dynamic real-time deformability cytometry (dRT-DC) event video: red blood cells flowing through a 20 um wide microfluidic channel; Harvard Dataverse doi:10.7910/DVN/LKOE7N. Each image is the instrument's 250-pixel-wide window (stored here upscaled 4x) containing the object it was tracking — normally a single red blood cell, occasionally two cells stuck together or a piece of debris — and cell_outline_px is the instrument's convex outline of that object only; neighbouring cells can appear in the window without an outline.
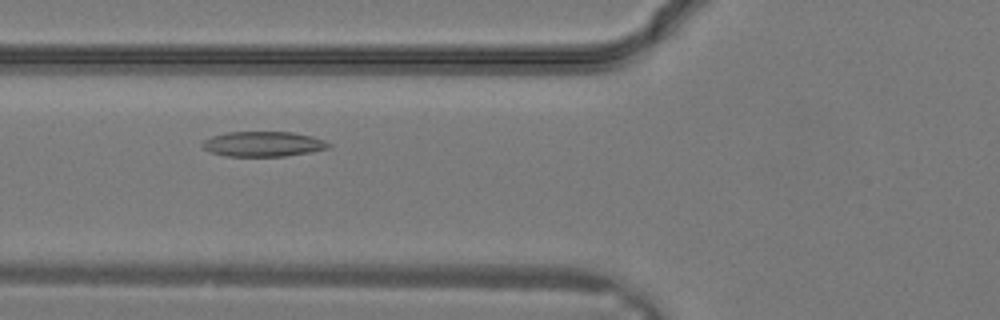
{"species": "common noctule bat (a hibernating species)", "species_latin": "Nyctalus noctula", "temperature_condition": "warm", "stored_images_in_passage": 31, "camera_frame_rate_fps": 3000, "um_per_image_px": 0.085, "animal": {"sex": "male", "body_mass_g": 19.2, "forearm_length_mm": 51.8}, "frame": {"image": 1, "passage_image": 12, "time_ms": 3.667, "image_size_px": [1000, 320], "cell_outline_px": [[332, 144], [328, 148], [312, 152], [284, 156], [224, 156], [212, 152], [204, 148], [200, 144], [204, 140], [212, 136], [228, 132], [292, 132], [312, 136], [324, 140]], "centroid_in_image_um": [22.39, 12.24], "position_along_channel_um": 103.4, "area_um2": 18.44}}
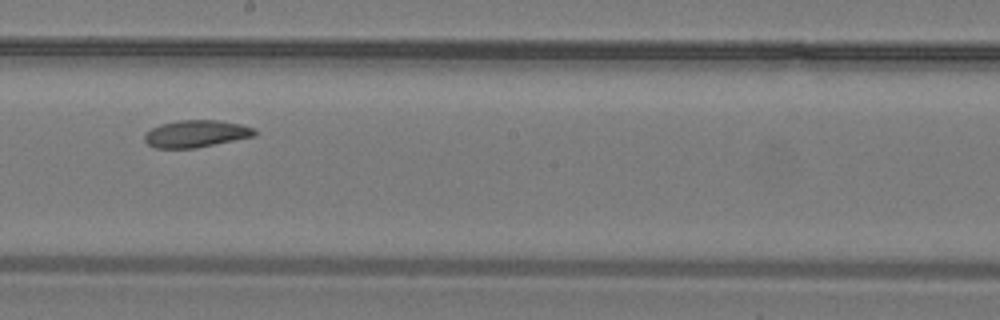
{"frame": {"image": 2, "passage_image": 18, "time_ms": 5.667, "image_size_px": [1000, 320], "cell_outline_px": [[256, 136], [196, 148], [156, 148], [148, 144], [144, 140], [144, 132], [160, 124], [176, 120], [216, 120], [240, 124], [252, 128], [256, 132]], "centroid_in_image_um": [16.63, 11.37], "position_along_channel_um": 231.6, "area_um2": 17.46}}
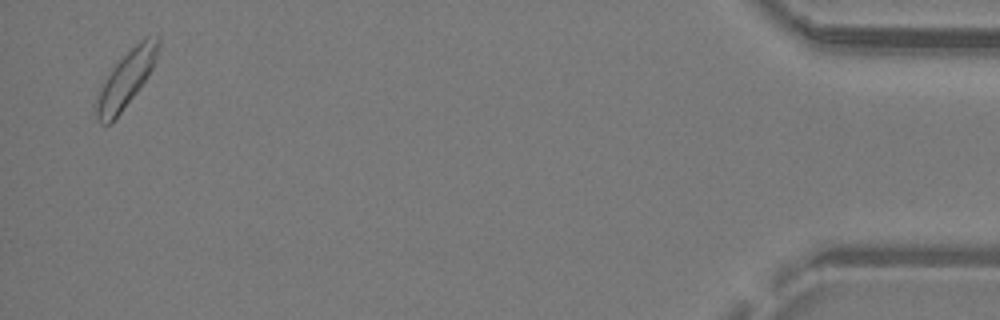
{"frame": {"image": 3, "passage_image": 31, "time_ms": 10.0, "image_size_px": [1000, 320], "cell_outline_px": [[160, 44], [156, 60], [148, 76], [140, 88], [120, 112], [108, 124], [100, 124], [96, 116], [96, 104], [100, 88], [104, 80], [112, 68], [144, 36], [160, 36]], "centroid_in_image_um": [10.75, 6.69], "position_along_channel_um": 424.5, "area_um2": 19.83}}